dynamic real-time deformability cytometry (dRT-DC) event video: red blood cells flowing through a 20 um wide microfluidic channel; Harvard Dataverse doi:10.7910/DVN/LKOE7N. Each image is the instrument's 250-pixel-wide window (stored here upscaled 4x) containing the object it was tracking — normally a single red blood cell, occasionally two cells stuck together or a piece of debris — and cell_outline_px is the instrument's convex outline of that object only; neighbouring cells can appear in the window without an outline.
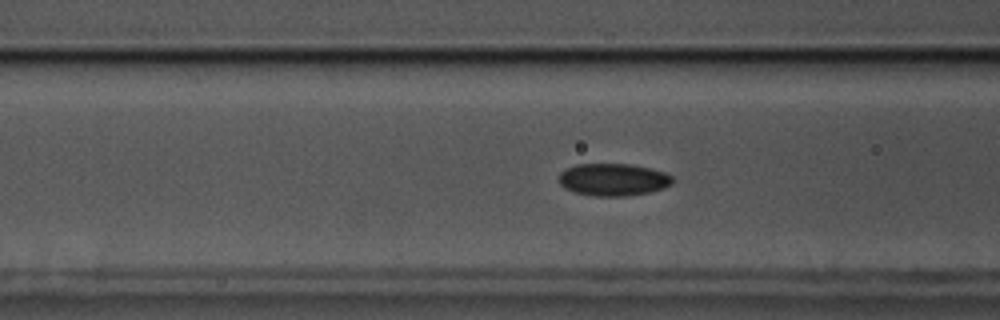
{"species": "common noctule bat (a hibernating species)", "species_latin": "Nyctalus noctula", "temperature_condition": "cold", "stored_images_in_passage": 59, "camera_frame_rate_fps": 3000, "um_per_image_px": 0.085, "animal": {"sex": "male", "body_mass_g": 17.5, "forearm_length_mm": 52.3}, "frame": {"image": 1, "passage_image": 22, "time_ms": 7.0, "image_size_px": [1000, 320], "cell_outline_px": [[672, 184], [664, 188], [648, 192], [628, 196], [592, 196], [576, 192], [564, 188], [560, 184], [560, 172], [576, 164], [632, 164], [652, 168], [664, 172], [672, 176]], "centroid_in_image_um": [52.14, 15.26], "position_along_channel_um": 114.5, "area_um2": 21.44}}
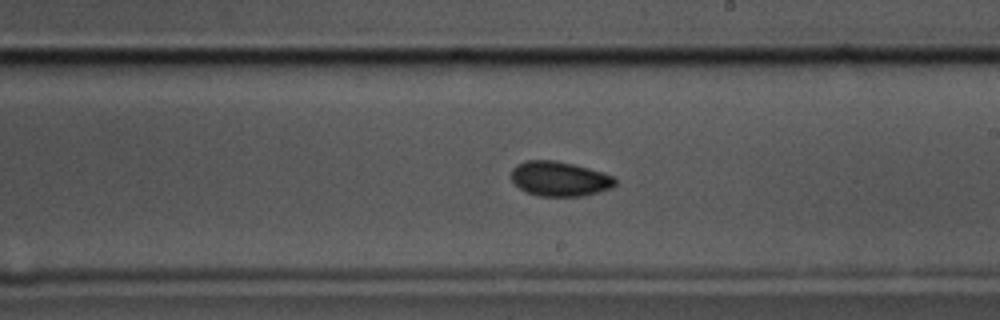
{"frame": {"image": 2, "passage_image": 33, "time_ms": 10.667, "image_size_px": [1000, 320], "cell_outline_px": [[616, 184], [612, 188], [584, 196], [536, 196], [520, 188], [512, 180], [512, 168], [516, 164], [524, 160], [556, 160], [588, 168], [616, 176]], "centroid_in_image_um": [47.58, 15.19], "position_along_channel_um": 241.4, "area_um2": 21.15}}
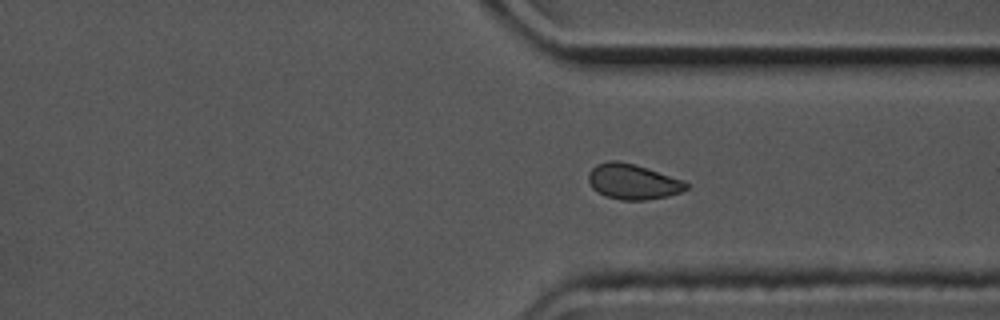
{"frame": {"image": 3, "passage_image": 43, "time_ms": 14.0, "image_size_px": [1000, 320], "cell_outline_px": [[688, 188], [680, 192], [668, 196], [644, 200], [620, 200], [604, 196], [592, 188], [588, 180], [588, 172], [596, 164], [608, 160], [616, 160], [632, 164], [684, 180], [688, 184]], "centroid_in_image_um": [53.75, 15.45], "position_along_channel_um": 357.6, "area_um2": 20.06}, "authors_computed_cell_mechanics": {"area_um2": 21.097, "velocity_mm_per_s": 3.4722, "shape_relaxation_time_tau1_ms": 6.1392, "shape_relaxation_time_tau2_ms": 2.4438, "deformation_change_tau1": 0.085, "deformation_change_tau2": 0.0532}}